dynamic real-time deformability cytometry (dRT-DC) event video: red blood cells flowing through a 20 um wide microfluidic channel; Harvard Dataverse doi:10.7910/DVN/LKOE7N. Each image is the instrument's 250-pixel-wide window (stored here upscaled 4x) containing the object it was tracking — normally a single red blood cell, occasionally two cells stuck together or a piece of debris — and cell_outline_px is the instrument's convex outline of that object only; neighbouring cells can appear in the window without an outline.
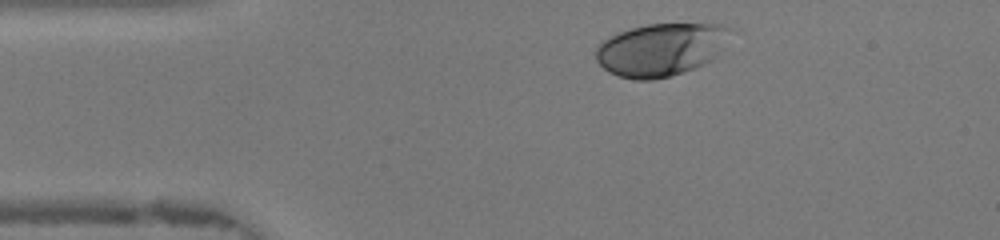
{"species": "human", "species_latin": "Homo sapiens", "temperature_condition": "warm", "stored_images_in_passage": 32, "camera_frame_rate_fps": 3000, "um_per_image_px": 0.085, "donor": {"sex": "female"}, "frame": {"image": 1, "passage_image": 3, "time_ms": 0.667, "image_size_px": [1000, 240], "cell_outline_px": [[732, 28], [712, 60], [696, 68], [672, 76], [652, 80], [632, 80], [608, 72], [596, 60], [596, 48], [604, 40], [616, 32], [648, 24], [720, 24]], "centroid_in_image_um": [56.13, 4.23], "position_along_channel_um": 28.9, "area_um2": 41.1}}
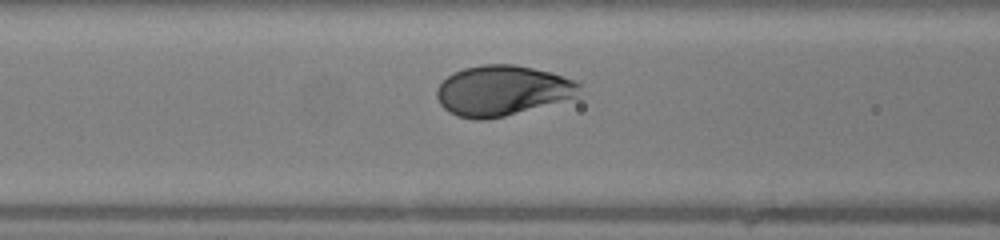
{"frame": {"image": 2, "passage_image": 13, "time_ms": 4.0, "image_size_px": [1000, 240], "cell_outline_px": [[580, 96], [504, 116], [484, 120], [476, 120], [456, 116], [448, 112], [440, 104], [436, 96], [436, 88], [452, 72], [464, 68], [484, 64], [516, 64], [552, 72], [576, 80], [580, 84]], "centroid_in_image_um": [42.69, 7.69], "position_along_channel_um": 123.9, "area_um2": 42.08}}
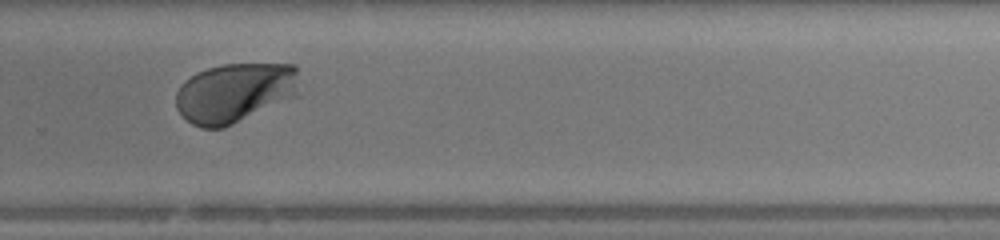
{"frame": {"image": 3, "passage_image": 26, "time_ms": 8.333, "image_size_px": [1000, 240], "cell_outline_px": [[296, 96], [224, 128], [200, 128], [192, 124], [176, 108], [176, 92], [180, 84], [184, 80], [196, 72], [220, 64], [296, 64]], "centroid_in_image_um": [19.9, 7.88], "position_along_channel_um": 309.9, "area_um2": 42.71}, "authors_computed_cell_mechanics": {"area_um2": 41.4426, "velocity_mm_per_s": 4.3041, "shape_relaxation_time_tau1_ms": 1.4112, "shape_relaxation_time_tau2_ms": null, "deformation_change_tau1": 0.1242, "deformation_change_tau2": null}}